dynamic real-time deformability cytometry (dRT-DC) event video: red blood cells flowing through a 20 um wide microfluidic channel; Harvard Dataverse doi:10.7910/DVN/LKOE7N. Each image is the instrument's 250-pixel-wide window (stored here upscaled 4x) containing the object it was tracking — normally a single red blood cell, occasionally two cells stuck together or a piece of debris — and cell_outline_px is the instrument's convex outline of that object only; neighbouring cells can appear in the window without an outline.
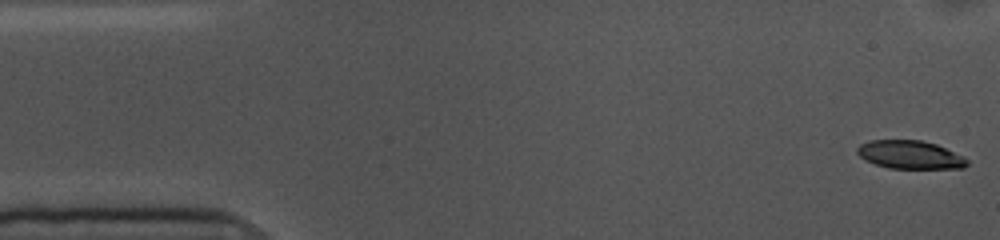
{"species": "common noctule bat (a hibernating species)", "species_latin": "Nyctalus noctula", "temperature_condition": "cold", "stored_images_in_passage": 54, "camera_frame_rate_fps": 3000, "um_per_image_px": 0.085, "animal": {"sex": "female", "body_mass_g": 10.0, "forearm_length_mm": 53.1}, "frame": {"image": 1, "passage_image": 1, "time_ms": 0.0, "image_size_px": [1000, 240], "cell_outline_px": [[968, 164], [964, 168], [888, 168], [876, 164], [860, 156], [856, 152], [856, 148], [860, 144], [868, 140], [920, 140], [936, 144], [964, 156], [968, 160]], "centroid_in_image_um": [77.36, 13.14], "position_along_channel_um": 7.6, "area_um2": 18.03}}
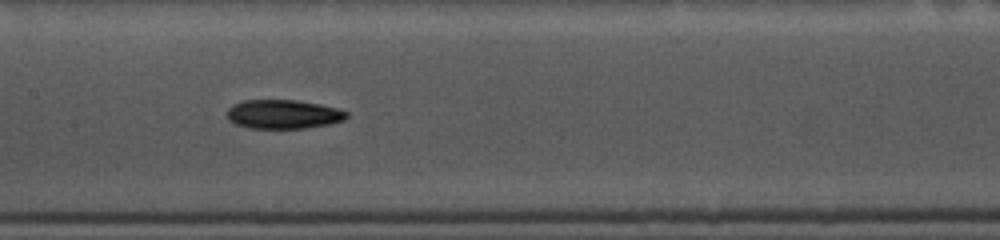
{"frame": {"image": 2, "passage_image": 25, "time_ms": 8.0, "image_size_px": [1000, 240], "cell_outline_px": [[348, 116], [344, 120], [332, 124], [304, 128], [248, 128], [236, 124], [228, 120], [228, 108], [232, 104], [244, 100], [296, 100], [320, 104], [336, 108], [348, 112]], "centroid_in_image_um": [24.09, 9.71], "position_along_channel_um": 183.3, "area_um2": 20.29}}
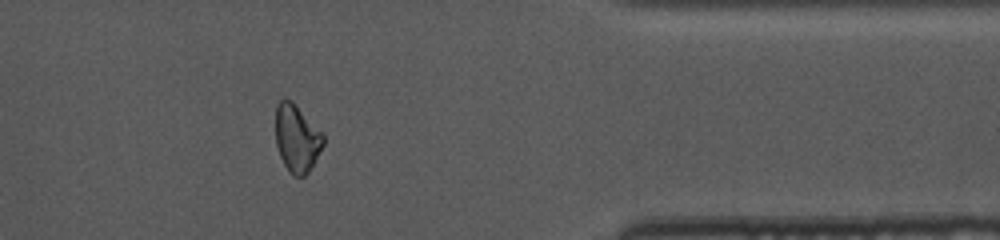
{"frame": {"image": 3, "passage_image": 44, "time_ms": 14.333, "image_size_px": [1000, 240], "cell_outline_px": [[324, 144], [308, 172], [304, 176], [292, 176], [288, 172], [280, 156], [276, 144], [276, 104], [280, 100], [292, 100], [324, 132]], "centroid_in_image_um": [25.24, 11.74], "position_along_channel_um": 386.2, "area_um2": 18.96}, "authors_computed_cell_mechanics": {"area_um2": 20.23, "velocity_mm_per_s": 3.5735, "shape_relaxation_time_tau1_ms": 5.4748, "shape_relaxation_time_tau2_ms": null, "deformation_change_tau1": 0.1249, "deformation_change_tau2": null}}